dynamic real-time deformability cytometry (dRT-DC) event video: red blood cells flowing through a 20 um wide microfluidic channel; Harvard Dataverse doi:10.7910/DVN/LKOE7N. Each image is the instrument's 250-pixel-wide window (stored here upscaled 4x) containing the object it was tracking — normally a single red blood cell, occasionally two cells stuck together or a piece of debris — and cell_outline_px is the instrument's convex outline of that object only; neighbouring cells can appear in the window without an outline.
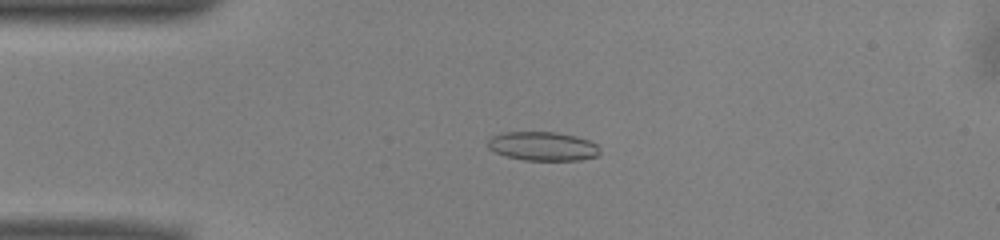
{"species": "common noctule bat (a hibernating species)", "species_latin": "Nyctalus noctula", "temperature_condition": "warm", "stored_images_in_passage": 51, "camera_frame_rate_fps": 3000, "um_per_image_px": 0.085, "animal": {"sex": "male", "body_mass_g": 13.0, "forearm_length_mm": 53.1}, "frame": {"image": 1, "passage_image": 12, "time_ms": 3.667, "image_size_px": [1000, 240], "cell_outline_px": [[600, 152], [596, 156], [580, 160], [524, 160], [508, 156], [496, 152], [488, 148], [488, 136], [500, 132], [556, 132], [576, 136], [588, 140], [596, 144], [600, 148]], "centroid_in_image_um": [46.11, 12.41], "position_along_channel_um": 38.9, "area_um2": 18.96}}
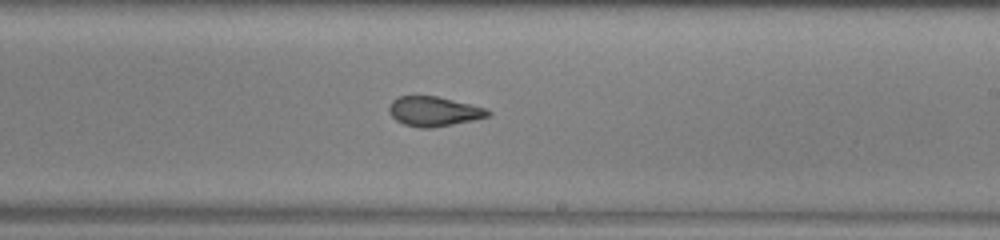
{"frame": {"image": 2, "passage_image": 30, "time_ms": 9.667, "image_size_px": [1000, 240], "cell_outline_px": [[492, 112], [488, 116], [472, 120], [432, 128], [420, 128], [404, 124], [396, 120], [388, 112], [388, 104], [392, 100], [400, 96], [436, 96], [488, 108]], "centroid_in_image_um": [36.86, 9.46], "position_along_channel_um": 252.1, "area_um2": 17.11}}
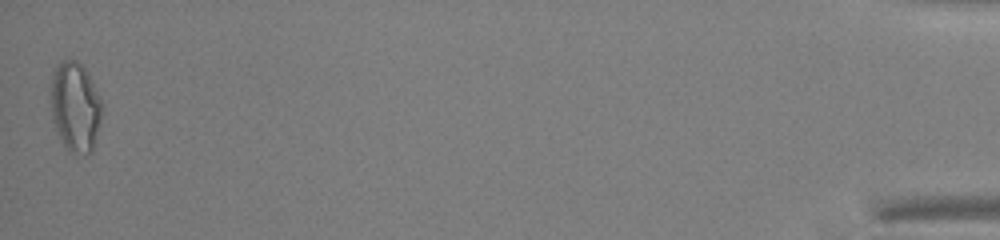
{"frame": {"image": 3, "passage_image": 51, "time_ms": 16.667, "image_size_px": [1000, 240], "cell_outline_px": [[104, 104], [92, 152], [88, 156], [68, 152], [64, 148], [60, 140], [52, 120], [52, 72], [64, 60], [76, 60], [88, 72]], "centroid_in_image_um": [6.42, 9.14], "position_along_channel_um": 428.8, "area_um2": 26.99}, "authors_computed_cell_mechanics": {"area_um2": 18.8428, "velocity_mm_per_s": 3.9908, "shape_relaxation_time_tau1_ms": null, "shape_relaxation_time_tau2_ms": 1.7123, "deformation_change_tau1": null, "deformation_change_tau2": 0.0855}}